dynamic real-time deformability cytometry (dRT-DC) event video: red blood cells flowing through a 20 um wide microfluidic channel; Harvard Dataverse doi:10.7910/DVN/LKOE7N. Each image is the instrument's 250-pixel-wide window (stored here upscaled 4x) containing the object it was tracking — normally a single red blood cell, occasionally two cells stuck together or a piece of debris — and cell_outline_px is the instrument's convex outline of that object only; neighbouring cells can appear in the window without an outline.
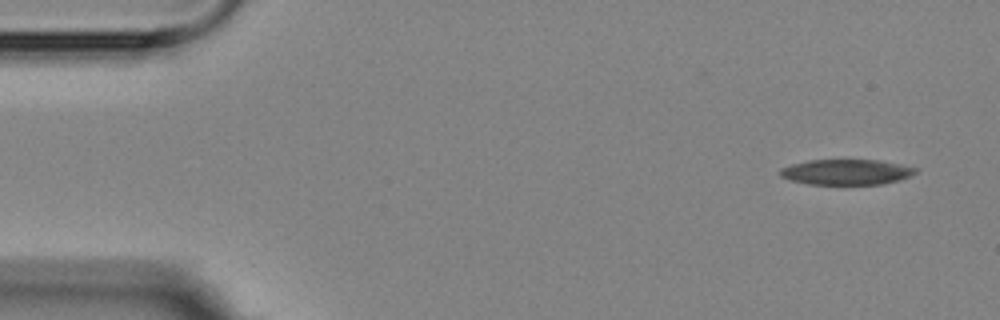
{"species": "Egyptian fruit bat (a non-hibernating species)", "species_latin": "Rousettus aegyptiacus", "temperature_condition": "room temperature", "stored_images_in_passage": 2, "camera_frame_rate_fps": 3000, "um_per_image_px": 0.085, "animal": {"sex": "female"}, "frame": {"image": 1, "passage_image": 2, "time_ms": 1.333, "image_size_px": [1000, 320], "cell_outline_px": [[916, 172], [912, 176], [900, 180], [880, 184], [808, 184], [788, 180], [780, 176], [780, 168], [792, 164], [808, 160], [880, 160], [900, 164], [916, 168]], "centroid_in_image_um": [71.93, 14.62], "position_along_channel_um": 13.1, "area_um2": 20.11}}